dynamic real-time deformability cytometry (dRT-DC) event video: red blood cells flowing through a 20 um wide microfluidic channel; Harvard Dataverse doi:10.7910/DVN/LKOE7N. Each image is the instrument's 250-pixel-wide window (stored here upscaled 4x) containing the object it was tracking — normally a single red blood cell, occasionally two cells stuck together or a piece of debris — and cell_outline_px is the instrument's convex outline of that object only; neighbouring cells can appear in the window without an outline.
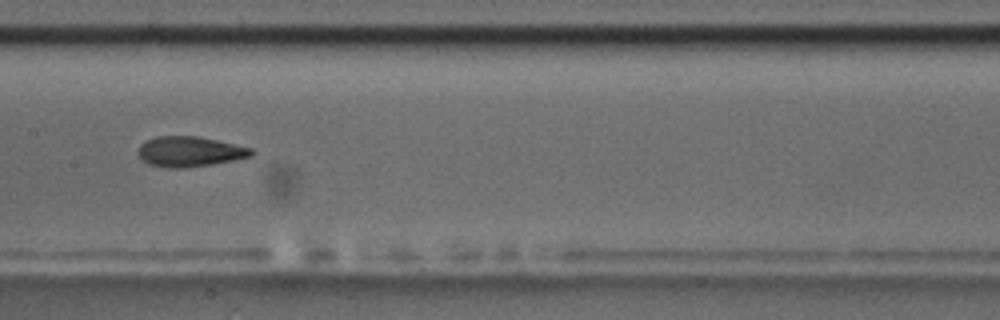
{"species": "common noctule bat (a hibernating species)", "species_latin": "Nyctalus noctula", "temperature_condition": "room temperature", "stored_images_in_passage": 9, "camera_frame_rate_fps": 3000, "um_per_image_px": 0.085, "animal": {"sex": "male", "body_mass_g": 17.5, "forearm_length_mm": 52.3}, "frame": {"image": 1, "passage_image": 7, "time_ms": 7.667, "image_size_px": [1000, 320], "cell_outline_px": [[252, 156], [212, 164], [184, 168], [168, 168], [148, 164], [136, 152], [140, 144], [144, 140], [156, 136], [200, 136], [252, 148]], "centroid_in_image_um": [16.08, 12.87], "position_along_channel_um": 191.3, "area_um2": 20.0}}